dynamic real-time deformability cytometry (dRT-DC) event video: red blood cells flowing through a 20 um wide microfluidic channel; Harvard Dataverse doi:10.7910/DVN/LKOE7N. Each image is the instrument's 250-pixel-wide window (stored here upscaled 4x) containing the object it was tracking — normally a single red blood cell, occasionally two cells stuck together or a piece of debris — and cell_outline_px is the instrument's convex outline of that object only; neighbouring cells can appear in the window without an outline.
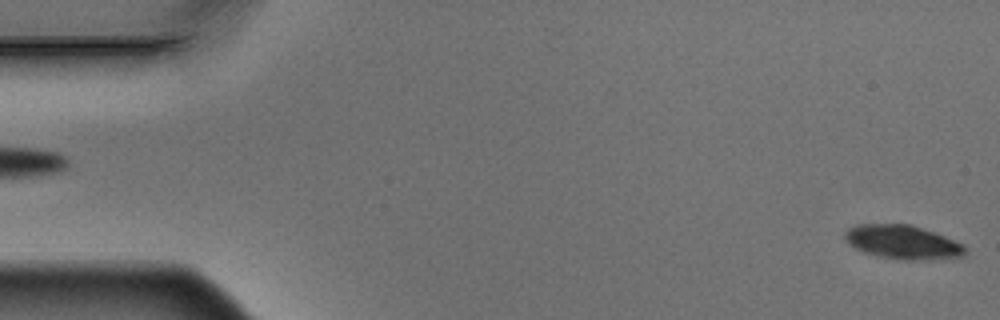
{"species": "Egyptian fruit bat (a non-hibernating species)", "species_latin": "Rousettus aegyptiacus", "temperature_condition": "warm", "stored_images_in_passage": 4, "segment_of_instrument_passage": [2, 2], "camera_frame_rate_fps": 3000, "um_per_image_px": 0.085, "animal": {"sex": "male"}, "frame": {"image": 1, "passage_image": 4, "time_ms": 1.0, "image_size_px": [1000, 320], "cell_outline_px": [[964, 256], [928, 260], [896, 260], [876, 256], [864, 252], [848, 244], [844, 236], [844, 232], [848, 228], [856, 224], [912, 224], [924, 228], [964, 244]], "centroid_in_image_um": [76.7, 20.58], "position_along_channel_um": 8.3, "area_um2": 23.99}}